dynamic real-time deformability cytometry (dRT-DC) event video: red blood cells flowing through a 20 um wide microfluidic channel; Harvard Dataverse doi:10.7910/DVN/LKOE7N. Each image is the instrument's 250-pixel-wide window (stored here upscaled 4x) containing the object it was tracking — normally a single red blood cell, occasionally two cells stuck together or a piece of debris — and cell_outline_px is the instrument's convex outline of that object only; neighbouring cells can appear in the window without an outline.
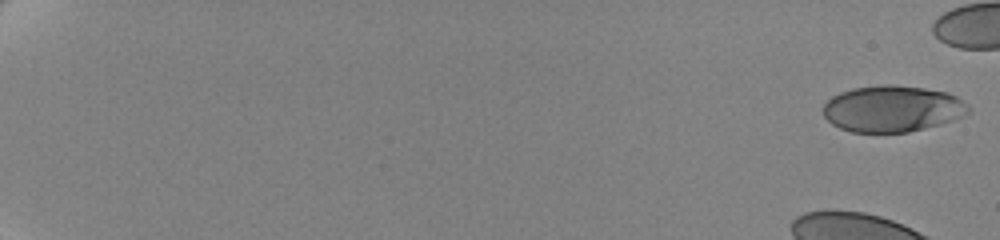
{"species": "human", "species_latin": "Homo sapiens", "temperature_condition": "cold", "stored_images_in_passage": 57, "camera_frame_rate_fps": 3000, "um_per_image_px": 0.085, "donor": {"sex": "female"}, "frame": {"image": 1, "passage_image": 1, "time_ms": 0.0, "image_size_px": [1000, 240], "cell_outline_px": [[972, 112], [952, 120], [924, 128], [908, 132], [852, 132], [840, 128], [832, 124], [824, 116], [824, 104], [832, 96], [840, 92], [852, 88], [884, 84], [892, 84], [924, 88], [948, 92], [956, 96], [968, 104], [972, 108]], "centroid_in_image_um": [75.87, 9.23], "position_along_channel_um": 9.1, "area_um2": 39.36}}